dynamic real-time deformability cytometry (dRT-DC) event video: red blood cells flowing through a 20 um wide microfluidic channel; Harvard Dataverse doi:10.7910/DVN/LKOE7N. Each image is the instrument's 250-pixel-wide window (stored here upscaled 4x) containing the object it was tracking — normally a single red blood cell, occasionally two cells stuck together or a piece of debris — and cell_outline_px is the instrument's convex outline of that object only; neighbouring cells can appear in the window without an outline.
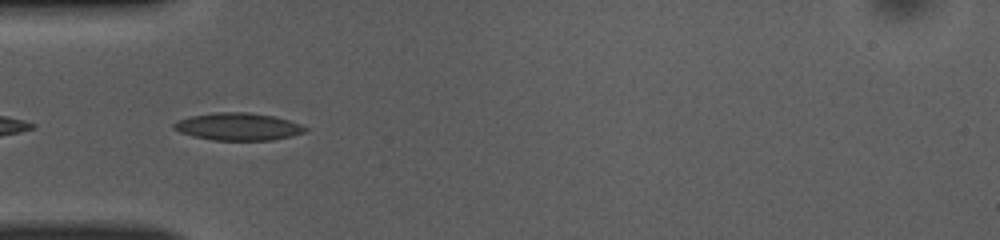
{"species": "common noctule bat (a hibernating species)", "species_latin": "Nyctalus noctula", "temperature_condition": "room temperature", "stored_images_in_passage": 37, "camera_frame_rate_fps": 3000, "um_per_image_px": 0.085, "animal": {"sex": "female", "body_mass_g": 10.0, "forearm_length_mm": 53.1}, "frame": {"image": 1, "passage_image": 2, "time_ms": 0.333, "image_size_px": [1000, 240], "cell_outline_px": [[308, 128], [304, 132], [292, 136], [272, 140], [212, 140], [192, 136], [180, 132], [172, 128], [172, 124], [180, 120], [192, 116], [212, 112], [248, 112], [272, 116], [288, 120], [300, 124]], "centroid_in_image_um": [20.22, 10.76], "position_along_channel_um": 64.8, "area_um2": 20.92}}
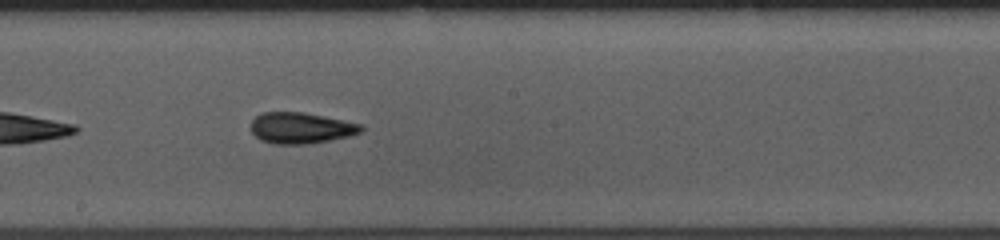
{"frame": {"image": 2, "passage_image": 14, "time_ms": 4.333, "image_size_px": [1000, 240], "cell_outline_px": [[364, 128], [360, 132], [348, 136], [328, 140], [304, 144], [276, 144], [260, 140], [252, 132], [252, 120], [260, 112], [304, 112], [364, 124]], "centroid_in_image_um": [25.58, 10.86], "position_along_channel_um": 222.6, "area_um2": 19.88}}
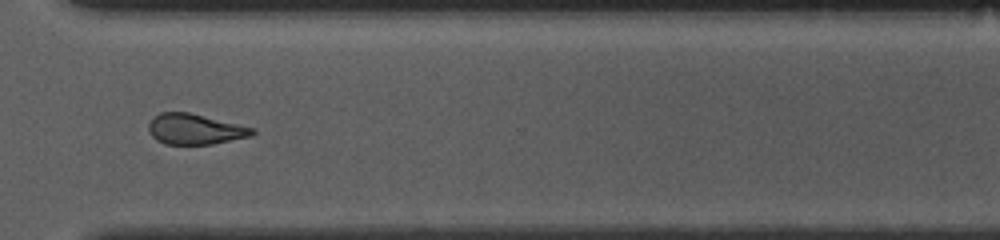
{"frame": {"image": 3, "passage_image": 24, "time_ms": 7.667, "image_size_px": [1000, 240], "cell_outline_px": [[256, 132], [252, 136], [212, 144], [164, 144], [156, 140], [148, 132], [148, 124], [152, 116], [160, 112], [188, 112], [256, 128]], "centroid_in_image_um": [16.56, 10.97], "position_along_channel_um": 354.0, "area_um2": 18.67}, "authors_computed_cell_mechanics": {"area_um2": 19.5364, "velocity_mm_per_s": 3.9495, "shape_relaxation_time_tau1_ms": 6.2898, "shape_relaxation_time_tau2_ms": 2.5531, "deformation_change_tau1": 0.1314, "deformation_change_tau2": 0.0917}}